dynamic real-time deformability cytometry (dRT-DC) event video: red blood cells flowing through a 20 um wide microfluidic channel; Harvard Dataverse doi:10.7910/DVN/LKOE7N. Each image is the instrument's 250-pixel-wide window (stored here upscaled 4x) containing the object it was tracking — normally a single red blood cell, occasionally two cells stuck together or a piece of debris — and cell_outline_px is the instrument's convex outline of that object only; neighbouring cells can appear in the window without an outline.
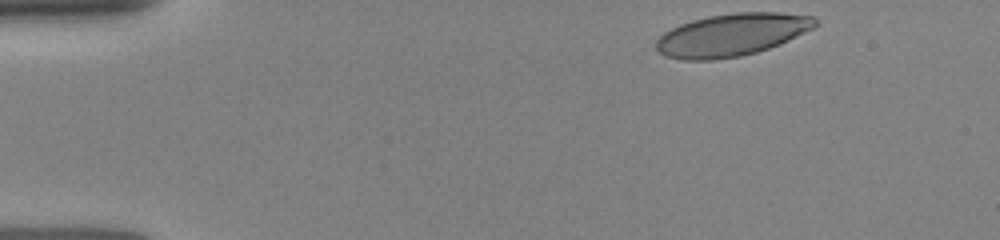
{"species": "human", "species_latin": "Homo sapiens", "temperature_condition": "room temperature", "stored_images_in_passage": 15, "camera_frame_rate_fps": 3000, "um_per_image_px": 0.085, "donor": {"sex": "female"}, "frame": {"image": 1, "passage_image": 1, "time_ms": 0.0, "image_size_px": [1000, 240], "cell_outline_px": [[816, 28], [780, 44], [756, 52], [740, 56], [712, 60], [680, 60], [664, 56], [656, 48], [656, 40], [664, 32], [680, 24], [692, 20], [708, 16], [736, 12], [780, 12], [812, 16], [816, 20]], "centroid_in_image_um": [62.2, 2.96], "position_along_channel_um": 22.8, "area_um2": 39.54}}
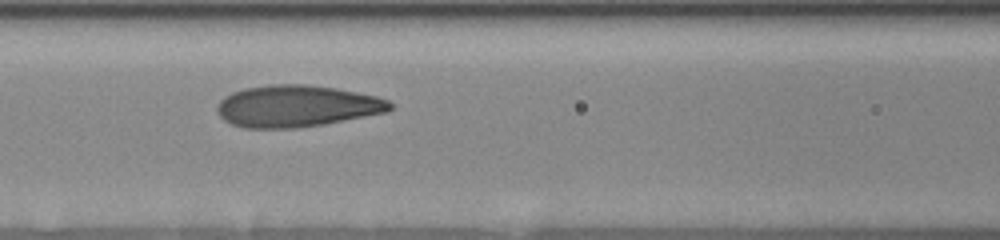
{"frame": {"image": 2, "passage_image": 7, "time_ms": 5.0, "image_size_px": [1000, 240], "cell_outline_px": [[392, 108], [388, 112], [324, 124], [300, 128], [244, 128], [232, 124], [224, 120], [220, 116], [216, 108], [220, 100], [224, 96], [232, 92], [244, 88], [272, 84], [304, 84], [336, 88], [376, 96], [388, 100], [392, 104]], "centroid_in_image_um": [25.21, 9.02], "position_along_channel_um": 141.4, "area_um2": 42.19}}
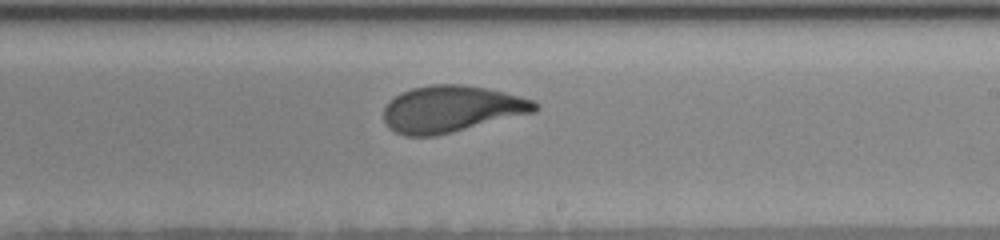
{"frame": {"image": 3, "passage_image": 13, "time_ms": 7.667, "image_size_px": [1000, 240], "cell_outline_px": [[540, 108], [536, 112], [436, 136], [404, 136], [388, 128], [384, 120], [384, 108], [388, 100], [400, 92], [412, 88], [432, 84], [460, 84], [488, 88], [504, 92], [532, 100], [540, 104]], "centroid_in_image_um": [38.36, 9.26], "position_along_channel_um": 250.6, "area_um2": 41.38}}